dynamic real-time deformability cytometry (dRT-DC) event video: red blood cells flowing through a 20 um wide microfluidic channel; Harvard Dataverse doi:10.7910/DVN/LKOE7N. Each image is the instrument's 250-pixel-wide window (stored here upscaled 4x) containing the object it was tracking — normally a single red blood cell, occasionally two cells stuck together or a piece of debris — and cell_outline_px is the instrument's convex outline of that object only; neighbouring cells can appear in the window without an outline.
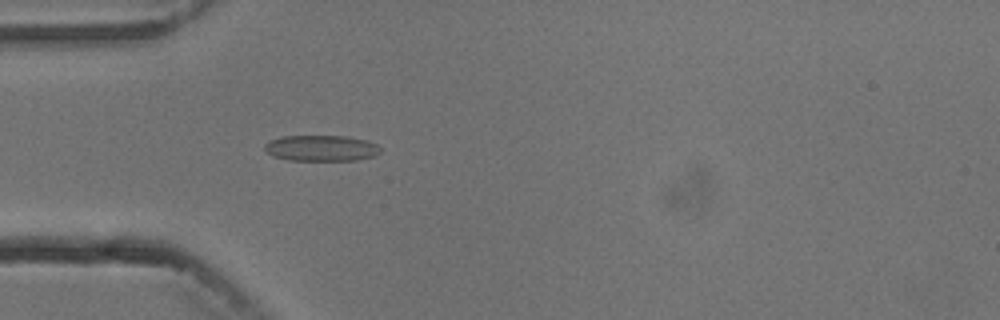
{"species": "common noctule bat (a hibernating species)", "species_latin": "Nyctalus noctula", "temperature_condition": "cold", "stored_images_in_passage": 5, "camera_frame_rate_fps": 3000, "um_per_image_px": 0.085, "animal": {"sex": "male", "body_mass_g": 13.3}, "frame": {"image": 1, "passage_image": 5, "time_ms": 4.667, "image_size_px": [1000, 320], "cell_outline_px": [[380, 152], [376, 156], [356, 160], [288, 160], [276, 156], [268, 152], [264, 148], [264, 144], [268, 140], [280, 136], [344, 136], [368, 140], [376, 144], [380, 148]], "centroid_in_image_um": [27.32, 12.58], "position_along_channel_um": 57.7, "area_um2": 17.51}}